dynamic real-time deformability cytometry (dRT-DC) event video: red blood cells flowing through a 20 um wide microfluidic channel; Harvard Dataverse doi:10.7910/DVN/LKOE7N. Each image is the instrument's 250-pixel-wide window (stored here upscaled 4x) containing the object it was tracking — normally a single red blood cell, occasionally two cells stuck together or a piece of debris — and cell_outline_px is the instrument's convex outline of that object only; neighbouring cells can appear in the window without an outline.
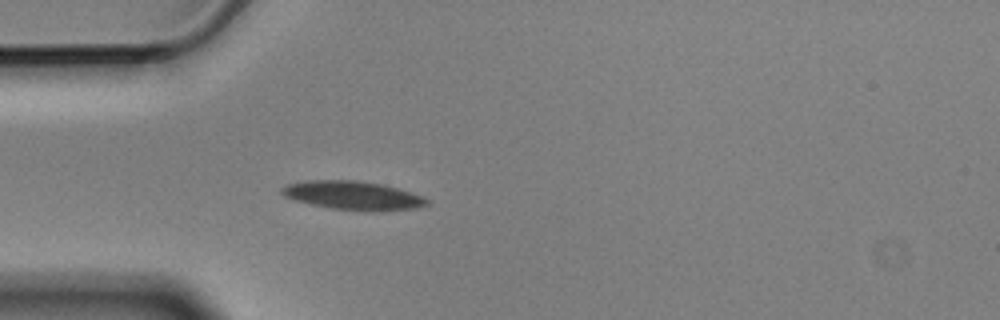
{"species": "Egyptian fruit bat (a non-hibernating species)", "species_latin": "Rousettus aegyptiacus", "temperature_condition": "cold", "stored_images_in_passage": 5, "camera_frame_rate_fps": 3000, "um_per_image_px": 0.085, "animal": {"sex": "male"}, "frame": {"image": 1, "passage_image": 5, "time_ms": 1.333, "image_size_px": [1000, 320], "cell_outline_px": [[428, 204], [416, 208], [332, 208], [312, 204], [296, 200], [284, 196], [280, 192], [280, 188], [288, 184], [308, 180], [356, 180], [384, 184], [412, 192], [424, 196], [428, 200]], "centroid_in_image_um": [29.95, 16.55], "position_along_channel_um": 55.1, "area_um2": 23.12}}